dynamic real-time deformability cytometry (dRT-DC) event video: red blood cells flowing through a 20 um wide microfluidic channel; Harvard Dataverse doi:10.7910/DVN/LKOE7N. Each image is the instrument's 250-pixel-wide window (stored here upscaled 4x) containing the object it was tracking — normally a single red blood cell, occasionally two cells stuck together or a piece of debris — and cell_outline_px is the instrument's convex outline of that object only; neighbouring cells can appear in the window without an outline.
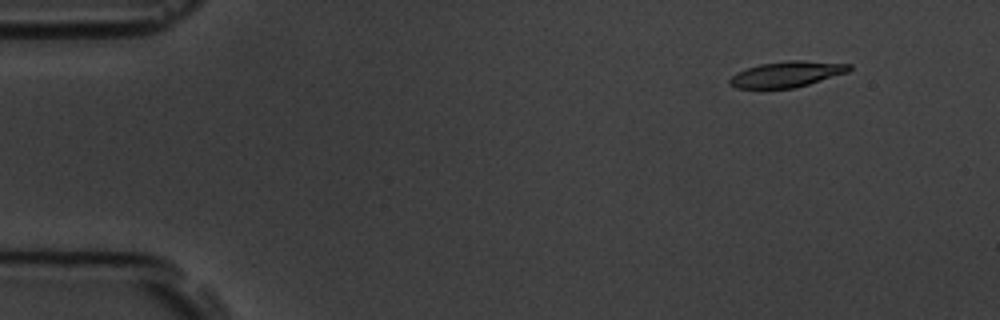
{"species": "common noctule bat (a hibernating species)", "species_latin": "Nyctalus noctula", "temperature_condition": "room temperature", "stored_images_in_passage": 5, "camera_frame_rate_fps": 3000, "um_per_image_px": 0.085, "animal": {"sex": "male", "body_mass_g": 19.5, "forearm_length_mm": 54.6}, "frame": {"image": 1, "passage_image": 2, "time_ms": 1.0, "image_size_px": [1000, 320], "cell_outline_px": [[852, 68], [848, 72], [796, 88], [736, 88], [728, 84], [728, 80], [736, 72], [760, 64], [788, 60], [800, 60], [852, 64]], "centroid_in_image_um": [66.88, 6.31], "position_along_channel_um": 18.1, "area_um2": 17.98}}
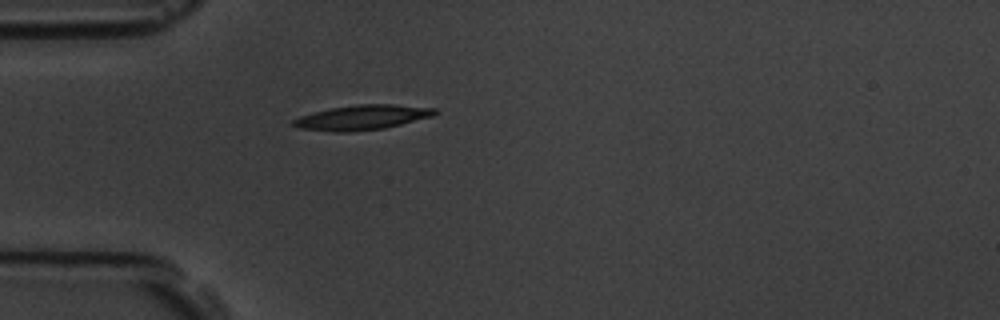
{"frame": {"image": 2, "passage_image": 5, "time_ms": 4.333, "image_size_px": [1000, 320], "cell_outline_px": [[440, 112], [432, 116], [384, 128], [352, 132], [332, 132], [296, 128], [288, 124], [292, 120], [300, 116], [332, 108], [356, 104], [392, 104], [436, 108]], "centroid_in_image_um": [30.74, 9.99], "position_along_channel_um": 54.3, "area_um2": 20.58}}